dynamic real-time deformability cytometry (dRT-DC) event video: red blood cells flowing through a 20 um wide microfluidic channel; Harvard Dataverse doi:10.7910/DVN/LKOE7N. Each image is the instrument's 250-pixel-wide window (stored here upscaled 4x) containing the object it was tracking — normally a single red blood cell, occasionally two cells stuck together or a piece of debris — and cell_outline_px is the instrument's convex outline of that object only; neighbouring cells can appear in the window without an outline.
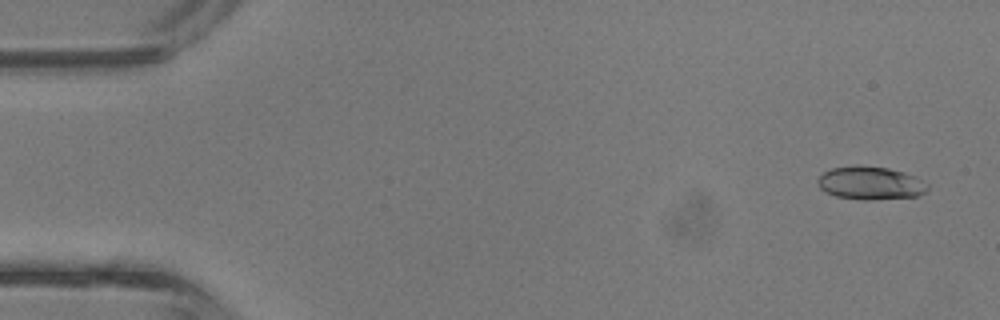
{"species": "common noctule bat (a hibernating species)", "species_latin": "Nyctalus noctula", "temperature_condition": "room temperature", "stored_images_in_passage": 5, "camera_frame_rate_fps": 3000, "um_per_image_px": 0.085, "animal": {"sex": "male", "body_mass_g": 13.3}, "frame": {"image": 1, "passage_image": 1, "time_ms": 0.0, "image_size_px": [1000, 320], "cell_outline_px": [[928, 188], [924, 192], [916, 196], [872, 200], [860, 200], [836, 196], [824, 192], [820, 188], [816, 180], [824, 172], [832, 168], [856, 164], [888, 168], [904, 172], [916, 176], [928, 184]], "centroid_in_image_um": [73.96, 15.55], "position_along_channel_um": 11.0, "area_um2": 21.44}}